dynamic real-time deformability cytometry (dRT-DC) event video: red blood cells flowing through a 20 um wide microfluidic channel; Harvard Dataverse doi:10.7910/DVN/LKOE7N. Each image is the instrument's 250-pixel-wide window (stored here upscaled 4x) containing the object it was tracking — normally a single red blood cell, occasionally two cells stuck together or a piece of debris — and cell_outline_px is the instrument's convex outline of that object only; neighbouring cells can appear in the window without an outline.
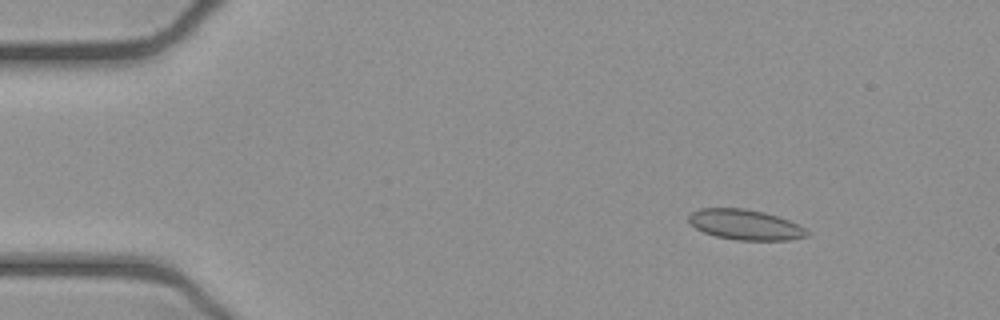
{"species": "common noctule bat (a hibernating species)", "species_latin": "Nyctalus noctula", "temperature_condition": "cold", "stored_images_in_passage": 52, "camera_frame_rate_fps": 3000, "um_per_image_px": 0.085, "animal": {"sex": "female", "body_mass_g": 21.9}, "frame": {"image": 1, "passage_image": 6, "time_ms": 1.667, "image_size_px": [1000, 320], "cell_outline_px": [[808, 236], [788, 240], [736, 240], [716, 236], [704, 232], [688, 224], [688, 216], [692, 212], [700, 208], [744, 208], [764, 212], [788, 220], [804, 228], [808, 232]], "centroid_in_image_um": [63.3, 19.09], "position_along_channel_um": 21.7, "area_um2": 20.81}}
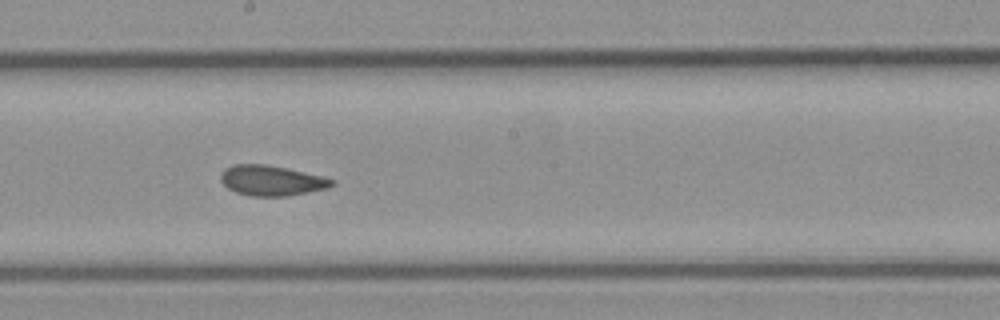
{"frame": {"image": 2, "passage_image": 28, "time_ms": 9.0, "image_size_px": [1000, 320], "cell_outline_px": [[336, 184], [328, 188], [288, 196], [252, 196], [236, 192], [228, 188], [220, 180], [220, 176], [224, 168], [232, 164], [264, 164], [284, 168], [320, 176], [336, 180]], "centroid_in_image_um": [23.06, 15.35], "position_along_channel_um": 225.1, "area_um2": 19.48}}
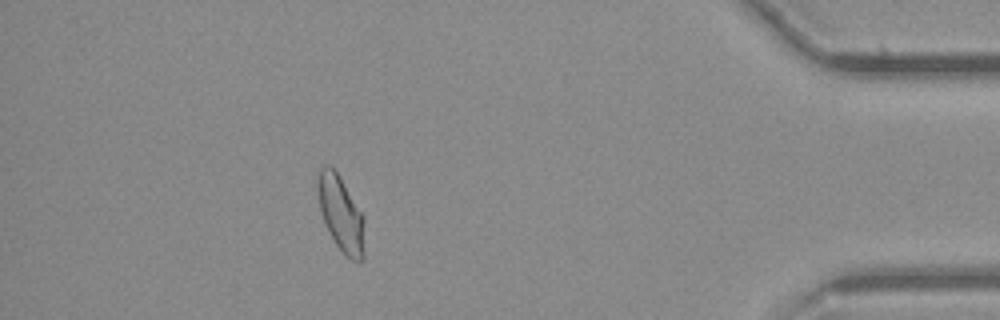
{"frame": {"image": 3, "passage_image": 46, "time_ms": 15.0, "image_size_px": [1000, 320], "cell_outline_px": [[364, 260], [352, 260], [344, 256], [336, 244], [324, 224], [320, 212], [316, 188], [316, 172], [324, 164], [328, 164], [340, 176], [364, 216]], "centroid_in_image_um": [28.94, 18.14], "position_along_channel_um": 406.3, "area_um2": 21.1}, "authors_computed_cell_mechanics": {"area_um2": 20.519, "velocity_mm_per_s": 3.882, "shape_relaxation_time_tau1_ms": null, "shape_relaxation_time_tau2_ms": 1.5814, "deformation_change_tau1": null, "deformation_change_tau2": 0.0526}}